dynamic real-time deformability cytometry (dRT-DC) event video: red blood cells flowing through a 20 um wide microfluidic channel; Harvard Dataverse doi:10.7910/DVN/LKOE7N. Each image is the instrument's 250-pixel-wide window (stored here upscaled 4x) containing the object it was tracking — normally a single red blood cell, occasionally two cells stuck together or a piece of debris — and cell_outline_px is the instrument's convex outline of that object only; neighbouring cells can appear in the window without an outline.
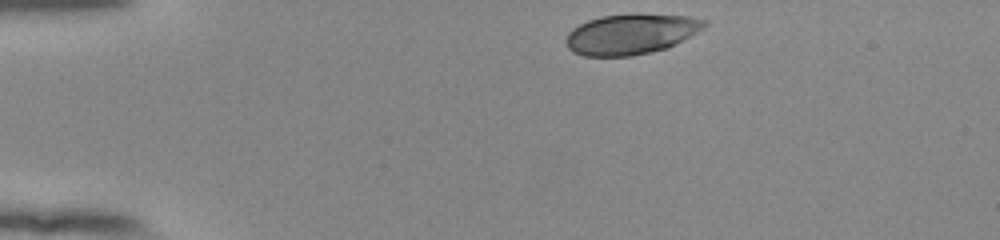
{"species": "human", "species_latin": "Homo sapiens", "temperature_condition": "room temperature", "stored_images_in_passage": 36, "camera_frame_rate_fps": 3000, "um_per_image_px": 0.085, "donor": {"sex": "female"}, "frame": {"image": 1, "passage_image": 1, "time_ms": 0.0, "image_size_px": [1000, 240], "cell_outline_px": [[708, 24], [704, 28], [668, 48], [632, 56], [584, 56], [572, 52], [568, 48], [568, 32], [572, 28], [588, 20], [600, 16], [688, 16], [708, 20]], "centroid_in_image_um": [53.63, 2.93], "position_along_channel_um": 31.4, "area_um2": 31.73}}
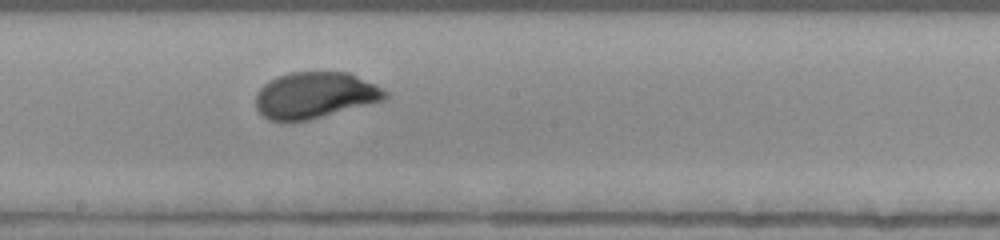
{"frame": {"image": 2, "passage_image": 21, "time_ms": 6.667, "image_size_px": [1000, 240], "cell_outline_px": [[388, 96], [384, 100], [308, 120], [268, 120], [256, 108], [256, 92], [264, 84], [280, 76], [292, 72], [348, 72], [388, 92]], "centroid_in_image_um": [26.75, 8.09], "position_along_channel_um": 221.5, "area_um2": 34.22}}
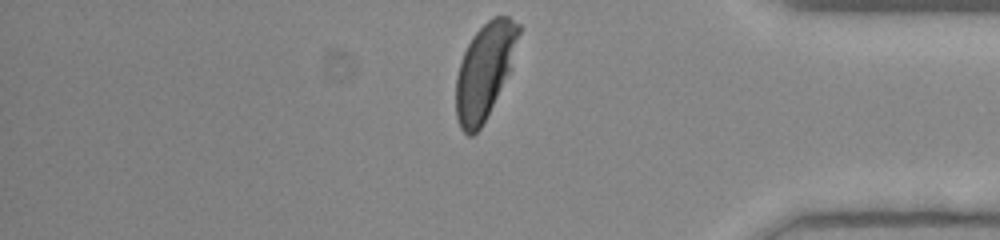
{"frame": {"image": 3, "passage_image": 36, "time_ms": 11.667, "image_size_px": [1000, 240], "cell_outline_px": [[520, 32], [508, 72], [480, 128], [472, 136], [468, 136], [460, 128], [456, 116], [456, 76], [460, 60], [472, 36], [488, 20], [496, 16], [508, 16], [520, 24]], "centroid_in_image_um": [41.15, 6.01], "position_along_channel_um": 394.0, "area_um2": 33.93}, "authors_computed_cell_mechanics": {"area_um2": 34.4777, "velocity_mm_per_s": 3.8578, "shape_relaxation_time_tau1_ms": 2.3091, "shape_relaxation_time_tau2_ms": null, "deformation_change_tau1": 0.1484, "deformation_change_tau2": null}}